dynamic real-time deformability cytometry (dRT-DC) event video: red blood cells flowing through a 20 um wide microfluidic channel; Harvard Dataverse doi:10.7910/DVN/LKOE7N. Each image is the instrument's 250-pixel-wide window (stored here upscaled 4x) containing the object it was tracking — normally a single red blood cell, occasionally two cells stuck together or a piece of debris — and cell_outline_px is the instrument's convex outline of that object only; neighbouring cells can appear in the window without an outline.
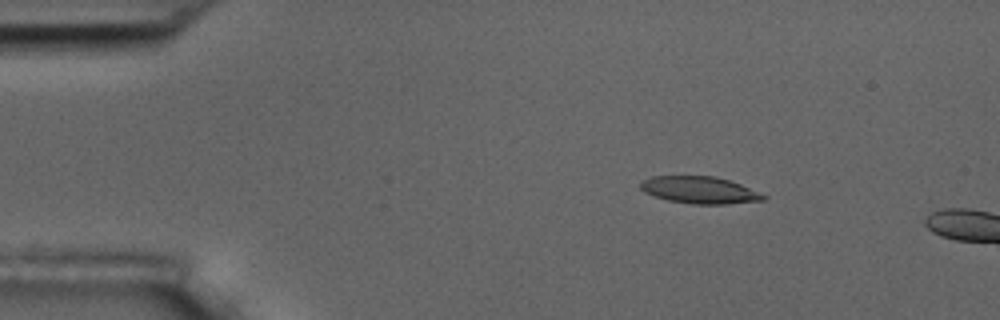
{"species": "common noctule bat (a hibernating species)", "species_latin": "Nyctalus noctula", "temperature_condition": "room temperature", "stored_images_in_passage": 3, "camera_frame_rate_fps": 3000, "um_per_image_px": 0.085, "animal": {"sex": "male", "body_mass_g": 17.5, "forearm_length_mm": 52.3}, "frame": {"image": 1, "passage_image": 2, "time_ms": 1.0, "image_size_px": [1000, 320], "cell_outline_px": [[768, 196], [764, 200], [724, 204], [692, 204], [668, 200], [644, 192], [640, 188], [640, 184], [644, 180], [652, 176], [716, 176], [740, 184]], "centroid_in_image_um": [59.47, 16.15], "position_along_channel_um": 25.5, "area_um2": 19.19}}